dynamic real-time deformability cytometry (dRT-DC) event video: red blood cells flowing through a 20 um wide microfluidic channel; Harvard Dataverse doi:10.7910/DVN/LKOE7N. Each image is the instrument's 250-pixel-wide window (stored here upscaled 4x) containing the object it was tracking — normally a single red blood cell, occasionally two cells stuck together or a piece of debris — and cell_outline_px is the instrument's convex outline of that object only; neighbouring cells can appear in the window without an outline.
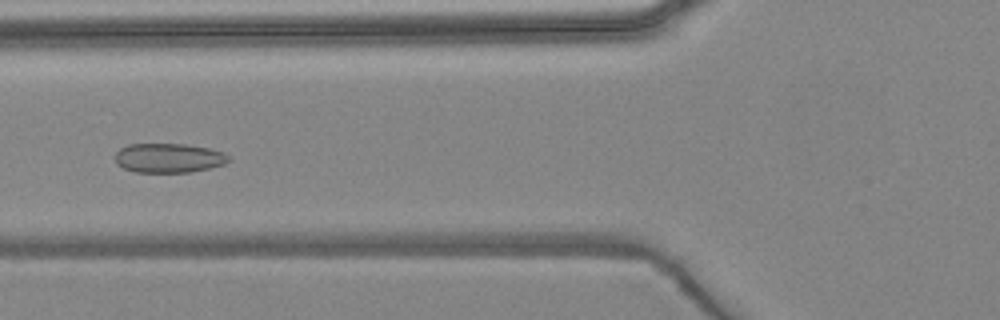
{"species": "common noctule bat (a hibernating species)", "species_latin": "Nyctalus noctula", "temperature_condition": "warm", "stored_images_in_passage": 5, "camera_frame_rate_fps": 3000, "um_per_image_px": 0.085, "animal": {"sex": "female", "body_mass_g": 24.6, "forearm_length_mm": 56.2}, "frame": {"image": 1, "passage_image": 5, "time_ms": 4.667, "image_size_px": [1000, 320], "cell_outline_px": [[232, 160], [224, 164], [192, 172], [136, 172], [124, 168], [116, 164], [116, 152], [120, 148], [128, 144], [184, 144], [208, 148], [224, 152]], "centroid_in_image_um": [14.34, 13.43], "position_along_channel_um": 111.5, "area_um2": 19.42}}